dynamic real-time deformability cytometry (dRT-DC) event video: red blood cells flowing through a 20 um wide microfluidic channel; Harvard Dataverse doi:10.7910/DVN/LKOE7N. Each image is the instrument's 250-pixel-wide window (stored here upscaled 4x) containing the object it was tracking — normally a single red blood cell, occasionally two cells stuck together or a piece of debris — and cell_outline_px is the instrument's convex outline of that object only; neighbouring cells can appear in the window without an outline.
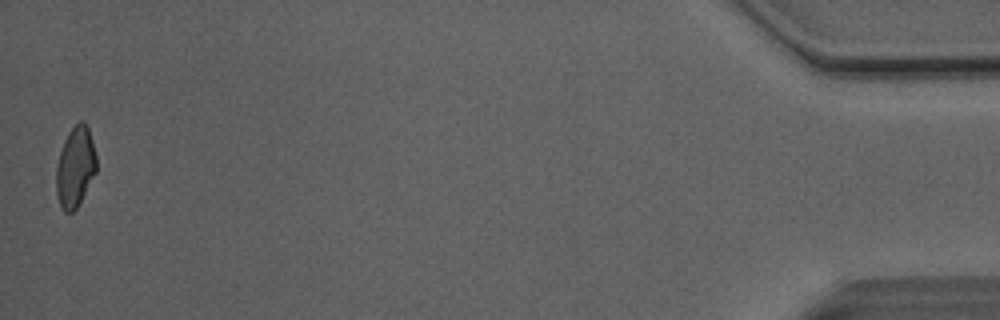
{"species": "Egyptian fruit bat (a non-hibernating species)", "species_latin": "Rousettus aegyptiacus", "temperature_condition": "room temperature", "stored_images_in_passage": 35, "camera_frame_rate_fps": 3000, "um_per_image_px": 0.085, "animal": {"sex": "male"}, "frame": {"image": 1, "passage_image": 35, "time_ms": 11.333, "image_size_px": [1000, 320], "cell_outline_px": [[96, 172], [76, 208], [72, 212], [64, 212], [56, 196], [56, 168], [60, 152], [64, 140], [68, 132], [80, 120], [84, 120], [88, 128], [96, 156]], "centroid_in_image_um": [6.38, 14.19], "position_along_channel_um": 428.8, "area_um2": 18.61}, "authors_computed_cell_mechanics": {"area_um2": 19.652, "velocity_mm_per_s": 4.1287, "shape_relaxation_time_tau1_ms": 5.9014, "shape_relaxation_time_tau2_ms": 2.896, "deformation_change_tau1": 0.1511, "deformation_change_tau2": 0.0852}}